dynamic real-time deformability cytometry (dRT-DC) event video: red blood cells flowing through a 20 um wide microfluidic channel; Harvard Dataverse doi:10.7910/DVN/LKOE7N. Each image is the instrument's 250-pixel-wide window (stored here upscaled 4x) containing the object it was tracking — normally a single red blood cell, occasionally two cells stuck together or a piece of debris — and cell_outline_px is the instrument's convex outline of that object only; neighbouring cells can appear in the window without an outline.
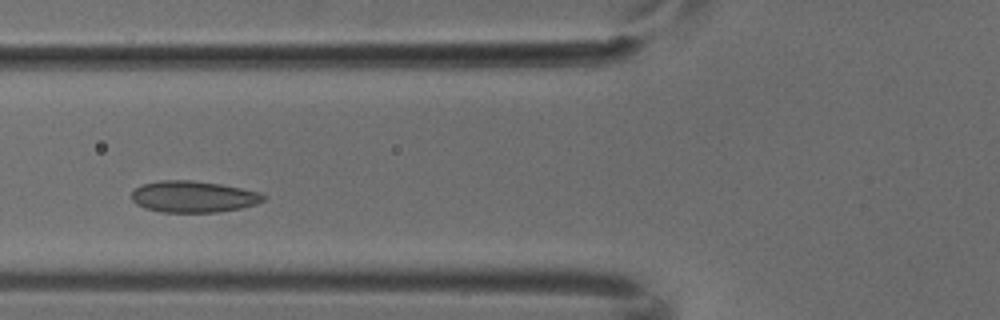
{"species": "common noctule bat (a hibernating species)", "species_latin": "Nyctalus noctula", "temperature_condition": "cold", "stored_images_in_passage": 4, "camera_frame_rate_fps": 3000, "um_per_image_px": 0.085, "animal": {"sex": "male", "body_mass_g": 18.8}, "frame": {"image": 1, "passage_image": 3, "time_ms": 0.667, "image_size_px": [1000, 320], "cell_outline_px": [[268, 196], [264, 200], [256, 204], [240, 208], [216, 212], [160, 212], [144, 208], [136, 204], [132, 200], [132, 192], [140, 184], [160, 180], [188, 180], [220, 184], [260, 192]], "centroid_in_image_um": [16.42, 16.71], "position_along_channel_um": 109.4, "area_um2": 24.22}}
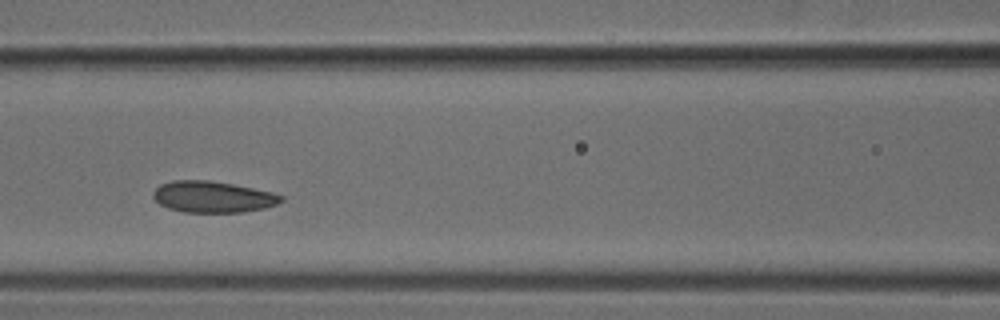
{"frame": {"image": 2, "passage_image": 4, "time_ms": 1.0, "image_size_px": [1000, 320], "cell_outline_px": [[284, 200], [276, 204], [264, 208], [240, 212], [184, 212], [168, 208], [160, 204], [152, 196], [152, 192], [160, 184], [172, 180], [208, 180], [232, 184], [272, 192], [284, 196]], "centroid_in_image_um": [18.07, 16.73], "position_along_channel_um": 148.5, "area_um2": 23.29}}